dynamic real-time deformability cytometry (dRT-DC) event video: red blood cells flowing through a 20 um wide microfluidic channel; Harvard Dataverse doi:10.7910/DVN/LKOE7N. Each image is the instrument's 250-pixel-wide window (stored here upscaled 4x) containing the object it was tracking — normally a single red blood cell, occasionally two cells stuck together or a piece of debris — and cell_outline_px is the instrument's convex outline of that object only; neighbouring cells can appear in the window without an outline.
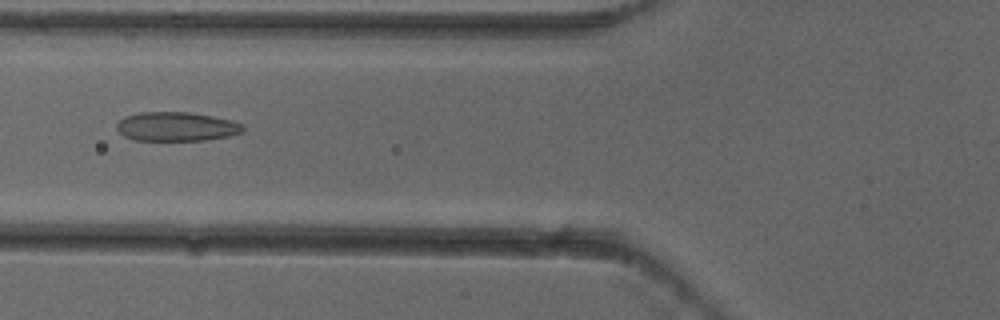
{"species": "common noctule bat (a hibernating species)", "species_latin": "Nyctalus noctula", "temperature_condition": "cold", "stored_images_in_passage": 6, "camera_frame_rate_fps": 3000, "um_per_image_px": 0.085, "animal": {"sex": "female"}, "frame": {"image": 1, "passage_image": 6, "time_ms": 1.667, "image_size_px": [1000, 320], "cell_outline_px": [[244, 132], [228, 136], [204, 140], [136, 140], [124, 136], [116, 128], [116, 124], [124, 116], [140, 112], [188, 112], [212, 116], [232, 120], [244, 124]], "centroid_in_image_um": [15.01, 10.75], "position_along_channel_um": 110.8, "area_um2": 21.44}}